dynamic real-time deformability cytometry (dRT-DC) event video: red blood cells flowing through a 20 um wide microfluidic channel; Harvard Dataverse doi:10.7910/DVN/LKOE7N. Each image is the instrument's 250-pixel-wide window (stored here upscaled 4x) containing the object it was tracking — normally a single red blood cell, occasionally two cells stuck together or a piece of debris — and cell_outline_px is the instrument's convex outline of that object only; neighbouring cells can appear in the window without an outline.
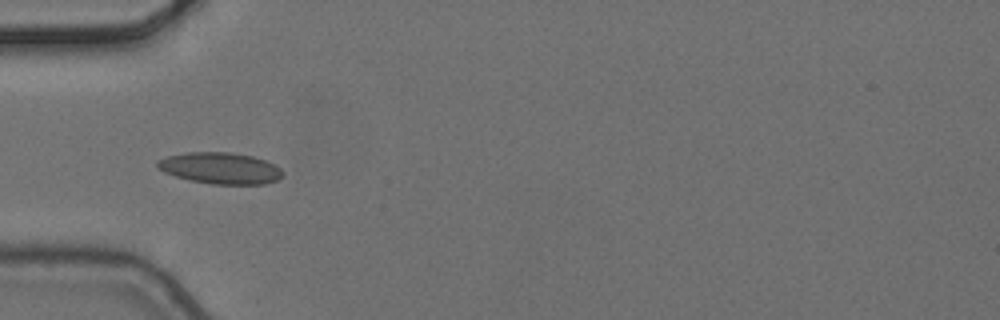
{"species": "common noctule bat (a hibernating species)", "species_latin": "Nyctalus noctula", "temperature_condition": "cold", "stored_images_in_passage": 5, "camera_frame_rate_fps": 3000, "um_per_image_px": 0.085, "animal": {"sex": "female", "body_mass_g": 24.6, "forearm_length_mm": 56.2}, "frame": {"image": 1, "passage_image": 5, "time_ms": 1.333, "image_size_px": [1000, 320], "cell_outline_px": [[284, 176], [276, 180], [264, 184], [212, 184], [192, 180], [176, 176], [164, 172], [156, 168], [156, 160], [168, 156], [188, 152], [228, 152], [252, 156], [264, 160], [280, 168], [284, 172]], "centroid_in_image_um": [18.71, 14.29], "position_along_channel_um": 66.3, "area_um2": 22.83}}